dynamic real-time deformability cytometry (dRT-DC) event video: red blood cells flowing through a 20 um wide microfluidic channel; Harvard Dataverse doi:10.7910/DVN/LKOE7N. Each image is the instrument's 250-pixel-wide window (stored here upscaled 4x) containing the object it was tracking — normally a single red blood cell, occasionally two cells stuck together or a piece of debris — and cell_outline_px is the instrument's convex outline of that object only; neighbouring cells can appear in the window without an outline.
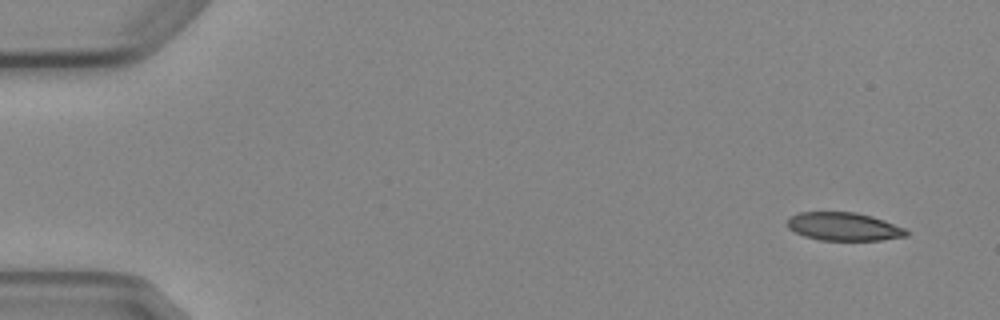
{"species": "Egyptian fruit bat (a non-hibernating species)", "species_latin": "Rousettus aegyptiacus", "temperature_condition": "cold", "stored_images_in_passage": 4, "camera_frame_rate_fps": 3000, "um_per_image_px": 0.085, "animal": {"sex": "female"}, "frame": {"image": 1, "passage_image": 1, "time_ms": 0.0, "image_size_px": [1000, 320], "cell_outline_px": [[908, 236], [880, 240], [820, 240], [804, 236], [788, 228], [788, 220], [792, 216], [800, 212], [856, 212], [872, 216], [884, 220], [904, 228], [908, 232]], "centroid_in_image_um": [71.74, 19.26], "position_along_channel_um": 13.3, "area_um2": 19.42}}
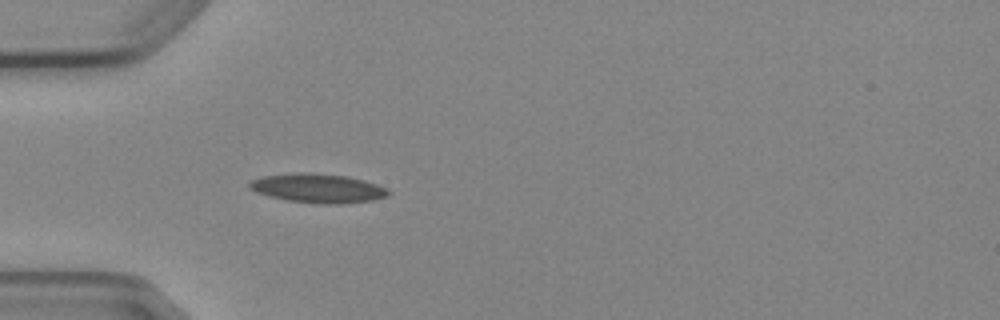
{"frame": {"image": 2, "passage_image": 4, "time_ms": 4.333, "image_size_px": [1000, 320], "cell_outline_px": [[392, 192], [388, 196], [372, 200], [340, 204], [316, 204], [288, 200], [268, 196], [256, 192], [248, 188], [248, 184], [252, 180], [264, 176], [296, 172], [304, 172], [348, 176], [364, 180], [388, 188]], "centroid_in_image_um": [27.04, 16.0], "position_along_channel_um": 58.0, "area_um2": 23.7}}